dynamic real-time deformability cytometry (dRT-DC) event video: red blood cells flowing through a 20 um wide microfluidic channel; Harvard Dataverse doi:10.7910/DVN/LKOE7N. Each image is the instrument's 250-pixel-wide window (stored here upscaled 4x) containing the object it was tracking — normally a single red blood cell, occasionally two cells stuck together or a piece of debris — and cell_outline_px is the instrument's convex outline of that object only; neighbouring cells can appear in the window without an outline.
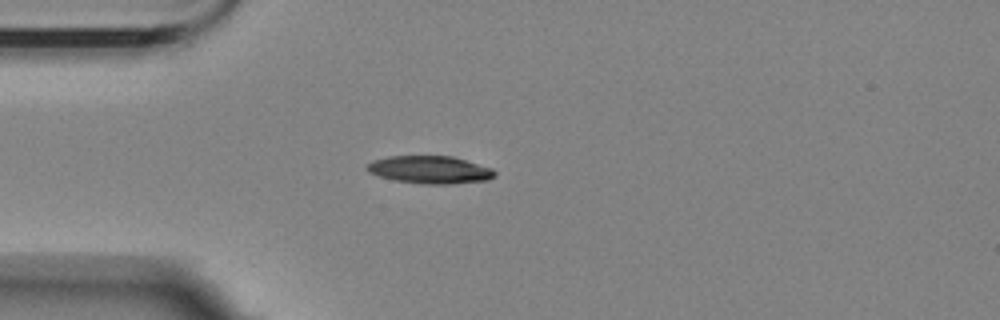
{"species": "Egyptian fruit bat (a non-hibernating species)", "species_latin": "Rousettus aegyptiacus", "temperature_condition": "room temperature", "stored_images_in_passage": 4, "camera_frame_rate_fps": 3000, "um_per_image_px": 0.085, "animal": {"sex": "female"}, "frame": {"image": 1, "passage_image": 4, "time_ms": 3.333, "image_size_px": [1000, 320], "cell_outline_px": [[496, 176], [488, 180], [452, 184], [424, 184], [396, 180], [380, 176], [368, 172], [364, 168], [372, 160], [388, 156], [452, 156], [492, 168], [496, 172]], "centroid_in_image_um": [36.55, 14.43], "position_along_channel_um": 48.5, "area_um2": 20.63}}